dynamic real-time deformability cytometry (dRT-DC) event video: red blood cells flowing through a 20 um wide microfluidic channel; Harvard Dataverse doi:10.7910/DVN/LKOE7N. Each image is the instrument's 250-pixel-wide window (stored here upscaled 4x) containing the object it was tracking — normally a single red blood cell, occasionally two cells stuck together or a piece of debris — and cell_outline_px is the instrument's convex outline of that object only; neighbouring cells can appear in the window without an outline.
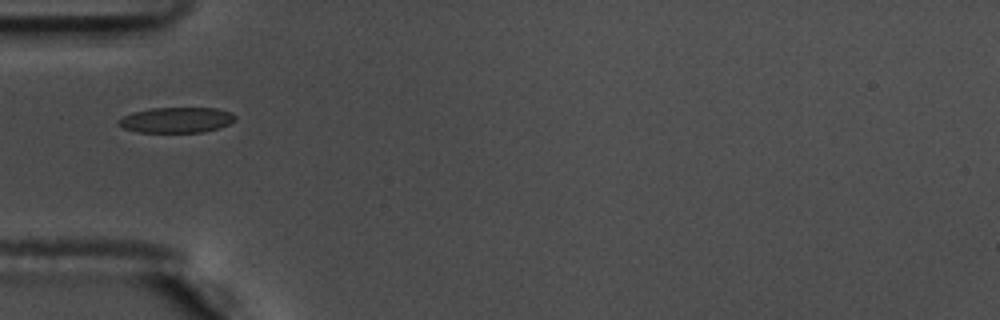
{"species": "common noctule bat (a hibernating species)", "species_latin": "Nyctalus noctula", "temperature_condition": "warm", "stored_images_in_passage": 39, "camera_frame_rate_fps": 3000, "um_per_image_px": 0.085, "animal": {"sex": "male", "body_mass_g": 17.5, "forearm_length_mm": 52.3}, "frame": {"image": 1, "passage_image": 1, "time_ms": 0.0, "image_size_px": [1000, 320], "cell_outline_px": [[236, 120], [228, 124], [204, 132], [136, 132], [124, 128], [116, 124], [116, 120], [132, 112], [152, 108], [220, 108], [232, 112], [236, 116]], "centroid_in_image_um": [14.99, 10.19], "position_along_channel_um": 70.0, "area_um2": 17.46}}
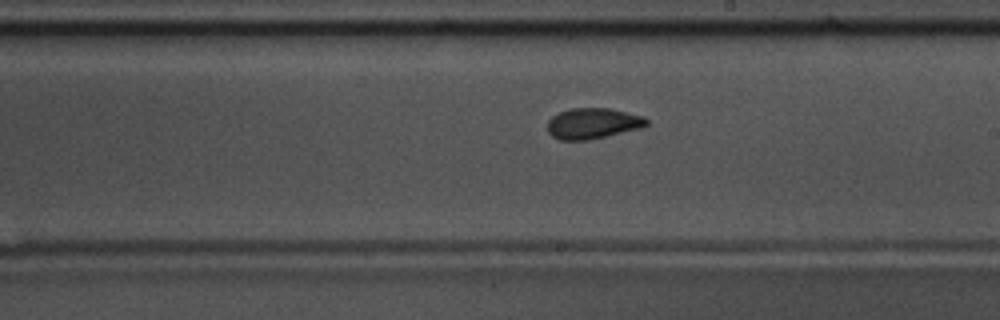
{"frame": {"image": 2, "passage_image": 15, "time_ms": 4.667, "image_size_px": [1000, 320], "cell_outline_px": [[648, 124], [640, 128], [588, 140], [560, 140], [552, 136], [548, 132], [548, 120], [552, 116], [560, 112], [572, 108], [608, 108], [644, 116], [648, 120]], "centroid_in_image_um": [50.37, 10.49], "position_along_channel_um": 238.6, "area_um2": 17.63}}
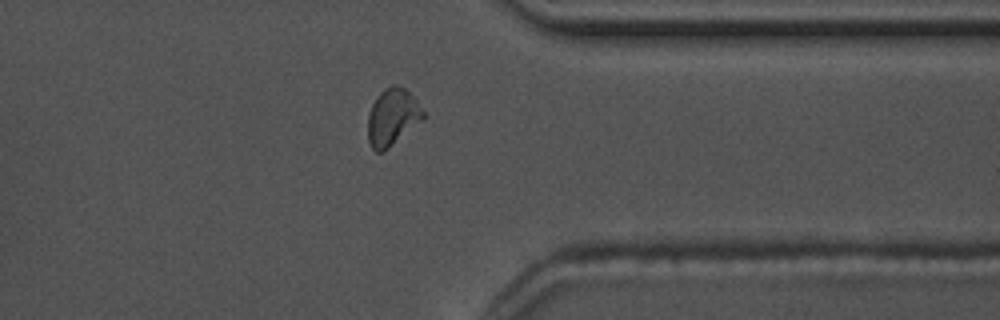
{"frame": {"image": 3, "passage_image": 27, "time_ms": 8.667, "image_size_px": [1000, 320], "cell_outline_px": [[424, 120], [384, 152], [376, 152], [372, 148], [368, 140], [368, 116], [372, 104], [376, 96], [384, 88], [392, 84], [396, 84], [404, 88], [416, 100], [424, 112]], "centroid_in_image_um": [33.36, 9.96], "position_along_channel_um": 378.0, "area_um2": 18.55}, "authors_computed_cell_mechanics": {"area_um2": 17.7446, "velocity_mm_per_s": 3.6198, "shape_relaxation_time_tau1_ms": 3.0851, "shape_relaxation_time_tau2_ms": 1.5223, "deformation_change_tau1": 0.1188, "deformation_change_tau2": 0.0641}}